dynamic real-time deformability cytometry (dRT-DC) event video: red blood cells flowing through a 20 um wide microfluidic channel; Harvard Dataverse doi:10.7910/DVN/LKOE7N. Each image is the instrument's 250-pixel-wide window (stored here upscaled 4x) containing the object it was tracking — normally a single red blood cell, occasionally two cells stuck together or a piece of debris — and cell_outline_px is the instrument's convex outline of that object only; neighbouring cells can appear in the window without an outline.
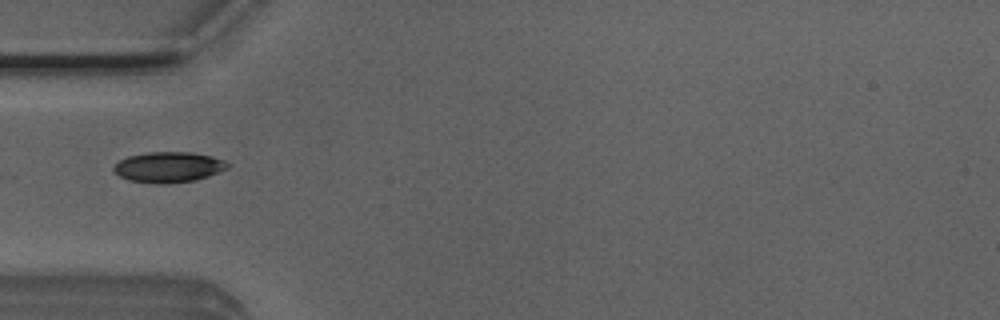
{"species": "Egyptian fruit bat (a non-hibernating species)", "species_latin": "Rousettus aegyptiacus", "temperature_condition": "room temperature", "stored_images_in_passage": 36, "camera_frame_rate_fps": 3000, "um_per_image_px": 0.085, "animal": {"sex": "male"}, "frame": {"image": 1, "passage_image": 1, "time_ms": 0.0, "image_size_px": [1000, 320], "cell_outline_px": [[232, 164], [228, 168], [208, 176], [196, 180], [168, 184], [164, 184], [128, 180], [120, 176], [112, 168], [120, 160], [128, 156], [148, 152], [192, 152], [212, 156], [224, 160]], "centroid_in_image_um": [14.36, 14.2], "position_along_channel_um": 70.6, "area_um2": 20.29}}
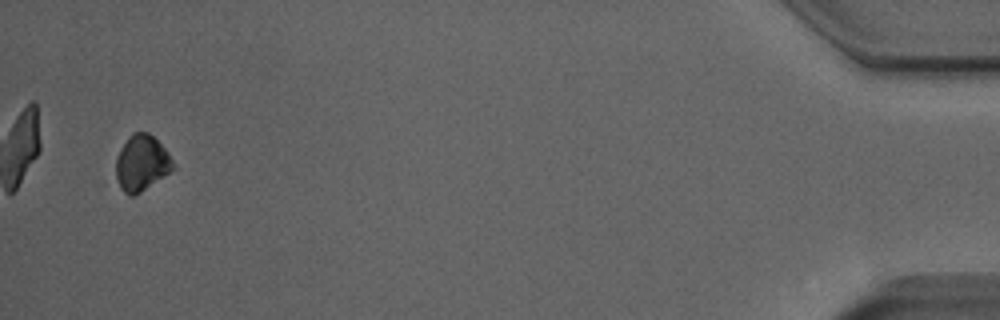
{"frame": {"image": 2, "passage_image": 34, "time_ms": 11.0, "image_size_px": [1000, 320], "cell_outline_px": [[172, 168], [168, 172], [140, 192], [132, 196], [128, 196], [124, 192], [116, 176], [116, 156], [132, 132], [148, 132], [168, 152], [172, 160]], "centroid_in_image_um": [12.0, 13.84], "position_along_channel_um": 423.2, "area_um2": 17.92}}